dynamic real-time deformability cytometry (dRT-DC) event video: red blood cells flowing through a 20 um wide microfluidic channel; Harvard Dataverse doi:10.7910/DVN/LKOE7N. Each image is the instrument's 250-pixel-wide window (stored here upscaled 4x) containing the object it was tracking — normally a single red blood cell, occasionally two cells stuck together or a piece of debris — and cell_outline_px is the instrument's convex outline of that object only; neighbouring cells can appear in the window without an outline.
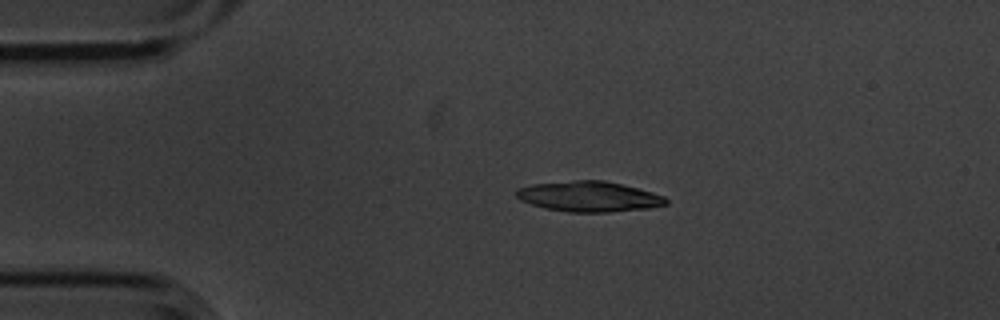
{"species": "common noctule bat (a hibernating species)", "species_latin": "Nyctalus noctula", "temperature_condition": "cold", "stored_images_in_passage": 3, "camera_frame_rate_fps": 3000, "um_per_image_px": 0.085, "animal": {"sex": "male", "body_mass_g": 20.1, "forearm_length_mm": 53.5}, "frame": {"image": 1, "passage_image": 2, "time_ms": 0.333, "image_size_px": [1000, 320], "cell_outline_px": [[668, 204], [652, 208], [608, 212], [568, 212], [544, 208], [520, 200], [516, 196], [516, 188], [532, 184], [576, 180], [604, 180], [652, 192], [664, 196], [668, 200]], "centroid_in_image_um": [50.06, 16.71], "position_along_channel_um": 34.9, "area_um2": 26.53}}